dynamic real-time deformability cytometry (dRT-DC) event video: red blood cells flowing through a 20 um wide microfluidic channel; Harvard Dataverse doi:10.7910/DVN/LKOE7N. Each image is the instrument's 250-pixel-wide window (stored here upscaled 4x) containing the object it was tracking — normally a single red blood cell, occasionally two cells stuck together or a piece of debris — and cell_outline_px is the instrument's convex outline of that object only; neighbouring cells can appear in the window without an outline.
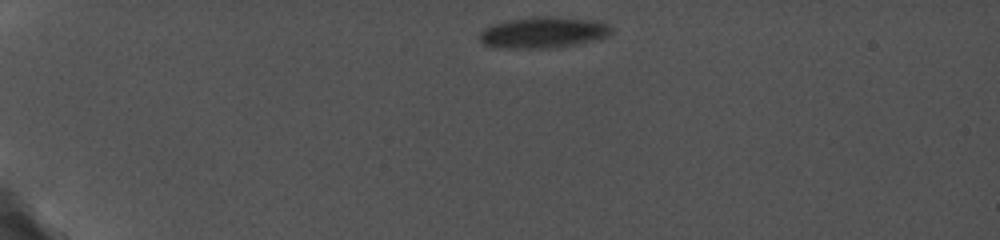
{"species": "common noctule bat (a hibernating species)", "species_latin": "Nyctalus noctula", "temperature_condition": "cold", "stored_images_in_passage": 27, "camera_frame_rate_fps": 5000, "um_per_image_px": 0.085, "animal": {"sex": "female", "body_mass_g": 19.0, "forearm_length_mm": 56.7}, "frame": {"image": 1, "passage_image": 1, "time_ms": 0.0, "image_size_px": [1000, 240], "cell_outline_px": [[612, 32], [608, 36], [596, 40], [576, 44], [548, 48], [492, 48], [484, 44], [480, 40], [480, 32], [484, 28], [492, 24], [532, 16], [556, 16], [596, 20], [608, 24], [612, 28]], "centroid_in_image_um": [46.19, 2.75], "position_along_channel_um": 38.8, "area_um2": 24.16}}
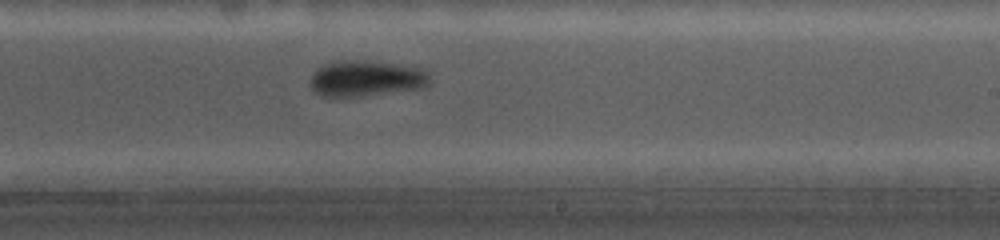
{"frame": {"image": 2, "passage_image": 21, "time_ms": 7.4, "image_size_px": [1000, 240], "cell_outline_px": [[428, 84], [424, 88], [360, 96], [320, 96], [312, 88], [308, 80], [320, 68], [336, 60], [364, 60], [412, 68], [424, 72], [428, 76]], "centroid_in_image_um": [31.04, 6.69], "position_along_channel_um": 258.0, "area_um2": 24.16}}
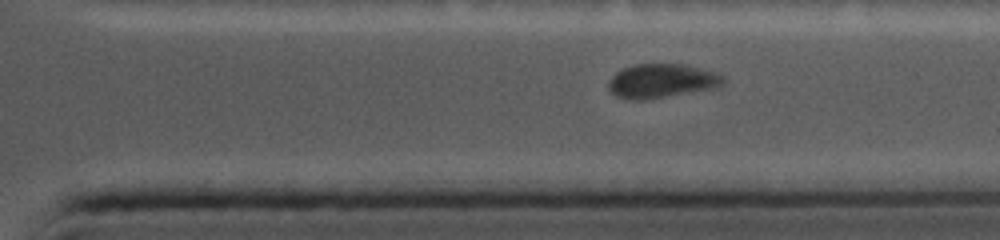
{"frame": {"image": 3, "passage_image": 25, "time_ms": 10.0, "image_size_px": [1000, 240], "cell_outline_px": [[724, 84], [716, 88], [640, 100], [632, 100], [616, 96], [608, 88], [608, 80], [616, 72], [624, 68], [636, 64], [684, 64], [716, 72], [724, 76]], "centroid_in_image_um": [56.25, 6.87], "position_along_channel_um": 355.2, "area_um2": 22.66}}